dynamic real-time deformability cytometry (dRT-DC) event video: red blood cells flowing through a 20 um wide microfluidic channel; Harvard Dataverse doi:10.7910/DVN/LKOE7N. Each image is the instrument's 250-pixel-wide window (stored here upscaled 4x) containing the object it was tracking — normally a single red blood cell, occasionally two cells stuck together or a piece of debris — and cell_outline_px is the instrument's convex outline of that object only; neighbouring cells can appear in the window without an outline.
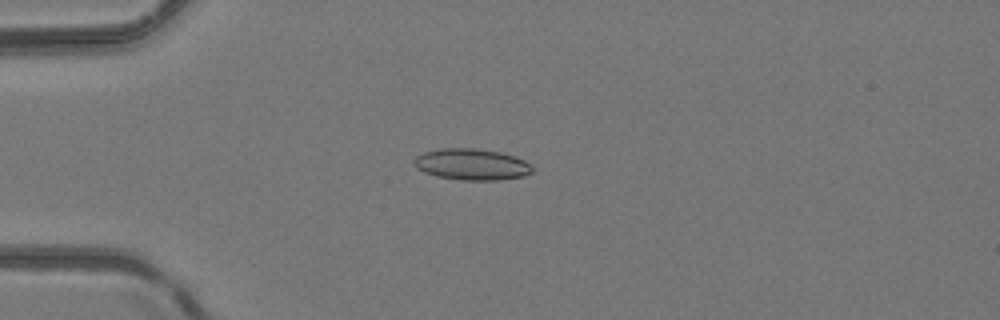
{"species": "common noctule bat (a hibernating species)", "species_latin": "Nyctalus noctula", "temperature_condition": "room temperature", "stored_images_in_passage": 2, "camera_frame_rate_fps": 3000, "um_per_image_px": 0.085, "animal": {"sex": "female", "body_mass_g": 24.6, "forearm_length_mm": 56.2}, "frame": {"image": 1, "passage_image": 2, "time_ms": 0.333, "image_size_px": [1000, 320], "cell_outline_px": [[532, 172], [524, 176], [496, 180], [460, 180], [436, 176], [424, 172], [416, 168], [412, 160], [416, 156], [424, 152], [440, 148], [476, 148], [500, 152], [516, 156], [524, 160], [532, 168]], "centroid_in_image_um": [40.06, 13.97], "position_along_channel_um": 44.9, "area_um2": 21.68}}